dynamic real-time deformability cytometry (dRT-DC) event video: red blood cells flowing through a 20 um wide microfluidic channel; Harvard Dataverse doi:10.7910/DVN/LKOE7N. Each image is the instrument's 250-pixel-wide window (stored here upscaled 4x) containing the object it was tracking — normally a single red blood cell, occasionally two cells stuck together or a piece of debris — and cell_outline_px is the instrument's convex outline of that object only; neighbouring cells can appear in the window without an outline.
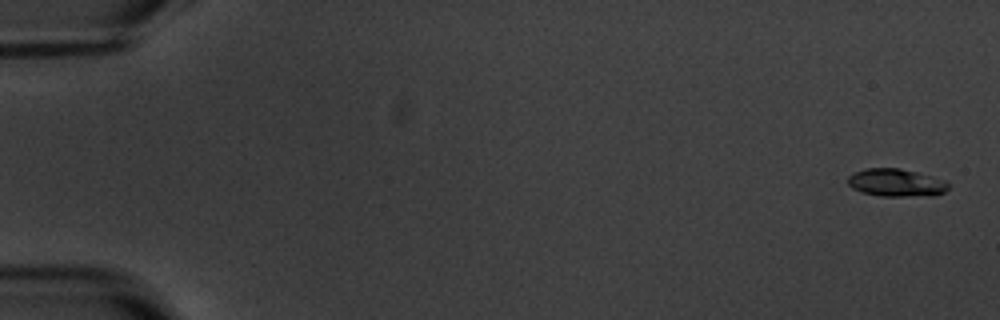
{"species": "common noctule bat (a hibernating species)", "species_latin": "Nyctalus noctula", "temperature_condition": "warm", "stored_images_in_passage": 5, "camera_frame_rate_fps": 3000, "um_per_image_px": 0.085, "animal": {"sex": "male", "body_mass_g": 20.1, "forearm_length_mm": 53.5}, "frame": {"image": 1, "passage_image": 1, "time_ms": 0.0, "image_size_px": [1000, 320], "cell_outline_px": [[948, 188], [944, 192], [932, 196], [880, 196], [864, 192], [852, 188], [848, 184], [848, 176], [864, 168], [900, 168], [916, 172], [944, 180], [948, 184]], "centroid_in_image_um": [76.17, 15.53], "position_along_channel_um": 8.8, "area_um2": 16.13}}
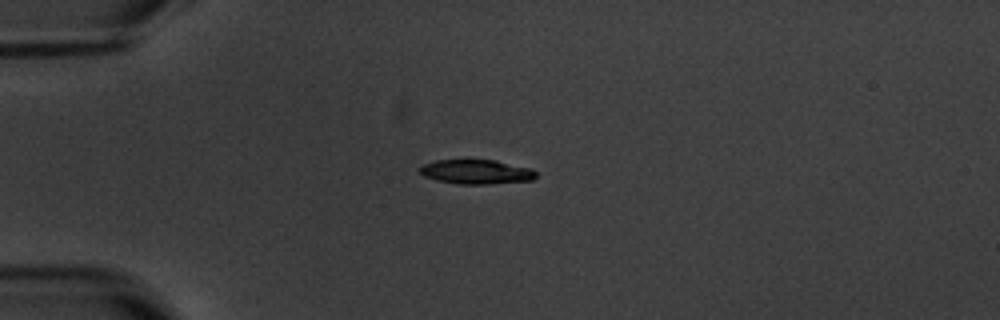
{"frame": {"image": 2, "passage_image": 5, "time_ms": 4.667, "image_size_px": [1000, 320], "cell_outline_px": [[536, 176], [532, 180], [484, 184], [460, 184], [436, 180], [424, 176], [420, 172], [420, 168], [424, 164], [436, 160], [496, 160], [532, 168], [536, 172]], "centroid_in_image_um": [40.5, 14.6], "position_along_channel_um": 44.5, "area_um2": 16.42}}